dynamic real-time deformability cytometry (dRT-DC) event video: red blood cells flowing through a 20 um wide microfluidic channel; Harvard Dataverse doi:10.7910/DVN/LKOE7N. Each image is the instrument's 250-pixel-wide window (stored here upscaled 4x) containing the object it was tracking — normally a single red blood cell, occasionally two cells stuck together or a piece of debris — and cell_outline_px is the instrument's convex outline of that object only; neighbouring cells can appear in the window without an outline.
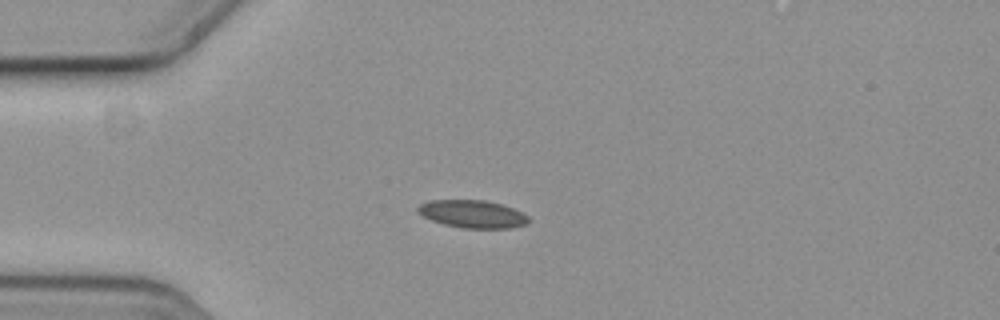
{"species": "common noctule bat (a hibernating species)", "species_latin": "Nyctalus noctula", "temperature_condition": "cold", "stored_images_in_passage": 14, "camera_frame_rate_fps": 3000, "um_per_image_px": 0.085, "animal": {"sex": "female", "body_mass_g": 19.3, "forearm_length_mm": 54.1}, "frame": {"image": 1, "passage_image": 3, "time_ms": 0.667, "image_size_px": [1000, 320], "cell_outline_px": [[532, 220], [528, 224], [508, 228], [464, 228], [444, 224], [432, 220], [416, 212], [416, 208], [420, 204], [428, 200], [484, 200], [504, 204], [528, 216]], "centroid_in_image_um": [40.18, 18.18], "position_along_channel_um": 44.8, "area_um2": 17.98}}
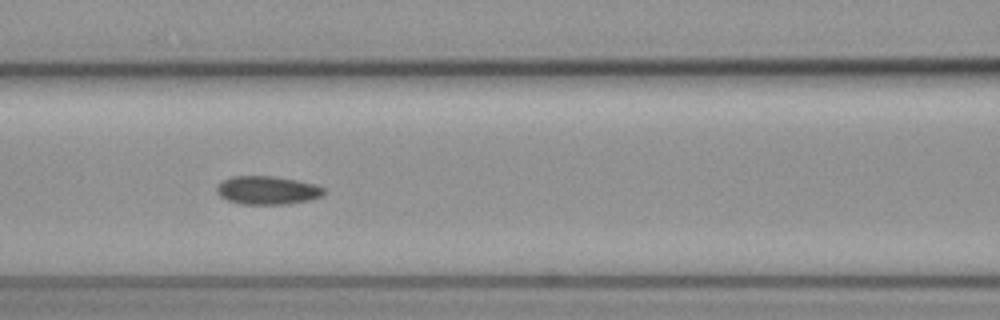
{"frame": {"image": 2, "passage_image": 6, "time_ms": 1.667, "image_size_px": [1000, 320], "cell_outline_px": [[328, 192], [320, 196], [308, 200], [284, 204], [240, 204], [228, 200], [220, 196], [216, 192], [216, 184], [232, 176], [272, 176], [296, 180], [316, 184], [324, 188]], "centroid_in_image_um": [22.71, 16.17], "position_along_channel_um": 143.9, "area_um2": 17.74}}
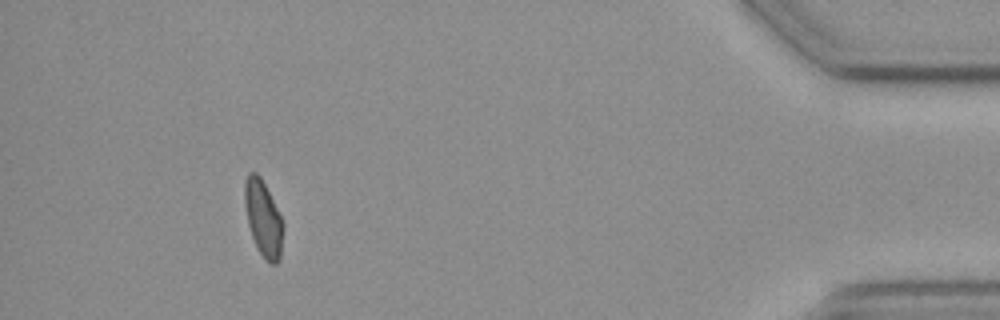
{"frame": {"image": 3, "passage_image": 13, "time_ms": 4.0, "image_size_px": [1000, 320], "cell_outline_px": [[284, 228], [280, 260], [276, 264], [268, 264], [260, 252], [252, 236], [248, 224], [244, 204], [244, 180], [248, 172], [256, 172], [260, 176], [284, 224]], "centroid_in_image_um": [22.37, 18.58], "position_along_channel_um": 412.8, "area_um2": 16.99}}